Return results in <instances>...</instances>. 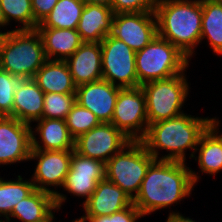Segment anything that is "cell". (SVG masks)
Instances as JSON below:
<instances>
[{"label": "cell", "mask_w": 222, "mask_h": 222, "mask_svg": "<svg viewBox=\"0 0 222 222\" xmlns=\"http://www.w3.org/2000/svg\"><path fill=\"white\" fill-rule=\"evenodd\" d=\"M199 177L185 162L154 160L132 203L143 216L168 208L190 196Z\"/></svg>", "instance_id": "obj_1"}, {"label": "cell", "mask_w": 222, "mask_h": 222, "mask_svg": "<svg viewBox=\"0 0 222 222\" xmlns=\"http://www.w3.org/2000/svg\"><path fill=\"white\" fill-rule=\"evenodd\" d=\"M215 121V118H200L185 113L148 125L145 136L140 140L155 160L186 161L185 152L192 149V158L201 135ZM158 150L169 153L158 157Z\"/></svg>", "instance_id": "obj_2"}, {"label": "cell", "mask_w": 222, "mask_h": 222, "mask_svg": "<svg viewBox=\"0 0 222 222\" xmlns=\"http://www.w3.org/2000/svg\"><path fill=\"white\" fill-rule=\"evenodd\" d=\"M155 15L158 36L191 59L201 39L202 0H162Z\"/></svg>", "instance_id": "obj_3"}, {"label": "cell", "mask_w": 222, "mask_h": 222, "mask_svg": "<svg viewBox=\"0 0 222 222\" xmlns=\"http://www.w3.org/2000/svg\"><path fill=\"white\" fill-rule=\"evenodd\" d=\"M37 29L7 31L0 42V68L11 75L32 79L47 61Z\"/></svg>", "instance_id": "obj_4"}, {"label": "cell", "mask_w": 222, "mask_h": 222, "mask_svg": "<svg viewBox=\"0 0 222 222\" xmlns=\"http://www.w3.org/2000/svg\"><path fill=\"white\" fill-rule=\"evenodd\" d=\"M136 73L140 85L166 79L186 71L189 58L176 46L158 35L136 52Z\"/></svg>", "instance_id": "obj_5"}, {"label": "cell", "mask_w": 222, "mask_h": 222, "mask_svg": "<svg viewBox=\"0 0 222 222\" xmlns=\"http://www.w3.org/2000/svg\"><path fill=\"white\" fill-rule=\"evenodd\" d=\"M154 160L141 141H131L106 162L105 178L133 200Z\"/></svg>", "instance_id": "obj_6"}, {"label": "cell", "mask_w": 222, "mask_h": 222, "mask_svg": "<svg viewBox=\"0 0 222 222\" xmlns=\"http://www.w3.org/2000/svg\"><path fill=\"white\" fill-rule=\"evenodd\" d=\"M185 73L141 85L146 97L148 124L183 114L182 106L189 91Z\"/></svg>", "instance_id": "obj_7"}, {"label": "cell", "mask_w": 222, "mask_h": 222, "mask_svg": "<svg viewBox=\"0 0 222 222\" xmlns=\"http://www.w3.org/2000/svg\"><path fill=\"white\" fill-rule=\"evenodd\" d=\"M101 50L103 80L120 88L141 86L136 73V52L125 42L108 34L101 41Z\"/></svg>", "instance_id": "obj_8"}, {"label": "cell", "mask_w": 222, "mask_h": 222, "mask_svg": "<svg viewBox=\"0 0 222 222\" xmlns=\"http://www.w3.org/2000/svg\"><path fill=\"white\" fill-rule=\"evenodd\" d=\"M73 151L31 149L30 152L29 160L38 161L34 174L31 177L35 189L53 194L57 209H60L63 202H65L66 195L59 193L56 189L51 190L49 186H63L66 175L69 172Z\"/></svg>", "instance_id": "obj_9"}, {"label": "cell", "mask_w": 222, "mask_h": 222, "mask_svg": "<svg viewBox=\"0 0 222 222\" xmlns=\"http://www.w3.org/2000/svg\"><path fill=\"white\" fill-rule=\"evenodd\" d=\"M111 123L132 141H140L145 136L149 124L141 86L120 89Z\"/></svg>", "instance_id": "obj_10"}, {"label": "cell", "mask_w": 222, "mask_h": 222, "mask_svg": "<svg viewBox=\"0 0 222 222\" xmlns=\"http://www.w3.org/2000/svg\"><path fill=\"white\" fill-rule=\"evenodd\" d=\"M132 140L112 123H101L74 140V151L81 156L106 162Z\"/></svg>", "instance_id": "obj_11"}, {"label": "cell", "mask_w": 222, "mask_h": 222, "mask_svg": "<svg viewBox=\"0 0 222 222\" xmlns=\"http://www.w3.org/2000/svg\"><path fill=\"white\" fill-rule=\"evenodd\" d=\"M111 35L135 52L142 50L158 35L155 12L114 14Z\"/></svg>", "instance_id": "obj_12"}, {"label": "cell", "mask_w": 222, "mask_h": 222, "mask_svg": "<svg viewBox=\"0 0 222 222\" xmlns=\"http://www.w3.org/2000/svg\"><path fill=\"white\" fill-rule=\"evenodd\" d=\"M31 128L30 124L10 116L0 119V165L29 160Z\"/></svg>", "instance_id": "obj_13"}, {"label": "cell", "mask_w": 222, "mask_h": 222, "mask_svg": "<svg viewBox=\"0 0 222 222\" xmlns=\"http://www.w3.org/2000/svg\"><path fill=\"white\" fill-rule=\"evenodd\" d=\"M105 179V163L81 156L73 151L69 172L63 188L74 196L84 197L87 201L97 184Z\"/></svg>", "instance_id": "obj_14"}, {"label": "cell", "mask_w": 222, "mask_h": 222, "mask_svg": "<svg viewBox=\"0 0 222 222\" xmlns=\"http://www.w3.org/2000/svg\"><path fill=\"white\" fill-rule=\"evenodd\" d=\"M106 80L76 86V103L92 111L101 123H111L120 91Z\"/></svg>", "instance_id": "obj_15"}, {"label": "cell", "mask_w": 222, "mask_h": 222, "mask_svg": "<svg viewBox=\"0 0 222 222\" xmlns=\"http://www.w3.org/2000/svg\"><path fill=\"white\" fill-rule=\"evenodd\" d=\"M132 204V199L106 178L100 181L90 198L83 202L85 212L81 217L109 216Z\"/></svg>", "instance_id": "obj_16"}, {"label": "cell", "mask_w": 222, "mask_h": 222, "mask_svg": "<svg viewBox=\"0 0 222 222\" xmlns=\"http://www.w3.org/2000/svg\"><path fill=\"white\" fill-rule=\"evenodd\" d=\"M101 43L84 42L66 61L76 86L102 79Z\"/></svg>", "instance_id": "obj_17"}, {"label": "cell", "mask_w": 222, "mask_h": 222, "mask_svg": "<svg viewBox=\"0 0 222 222\" xmlns=\"http://www.w3.org/2000/svg\"><path fill=\"white\" fill-rule=\"evenodd\" d=\"M35 122L38 124L34 128L35 131L31 128V149L43 151L74 150L75 139L70 135L65 120L41 118ZM35 133L40 136V140L36 138Z\"/></svg>", "instance_id": "obj_18"}, {"label": "cell", "mask_w": 222, "mask_h": 222, "mask_svg": "<svg viewBox=\"0 0 222 222\" xmlns=\"http://www.w3.org/2000/svg\"><path fill=\"white\" fill-rule=\"evenodd\" d=\"M113 17L111 7L94 3L85 4L77 27L82 41L101 43L112 32Z\"/></svg>", "instance_id": "obj_19"}, {"label": "cell", "mask_w": 222, "mask_h": 222, "mask_svg": "<svg viewBox=\"0 0 222 222\" xmlns=\"http://www.w3.org/2000/svg\"><path fill=\"white\" fill-rule=\"evenodd\" d=\"M44 94L33 79H24L14 93L13 118L30 125L41 119Z\"/></svg>", "instance_id": "obj_20"}, {"label": "cell", "mask_w": 222, "mask_h": 222, "mask_svg": "<svg viewBox=\"0 0 222 222\" xmlns=\"http://www.w3.org/2000/svg\"><path fill=\"white\" fill-rule=\"evenodd\" d=\"M49 60H67L84 42L77 29L36 28Z\"/></svg>", "instance_id": "obj_21"}, {"label": "cell", "mask_w": 222, "mask_h": 222, "mask_svg": "<svg viewBox=\"0 0 222 222\" xmlns=\"http://www.w3.org/2000/svg\"><path fill=\"white\" fill-rule=\"evenodd\" d=\"M219 124V119L215 117V121L199 139L195 150H199L198 157L193 156L196 161L198 159L197 164L201 172L209 175H215L222 170V134L218 131Z\"/></svg>", "instance_id": "obj_22"}, {"label": "cell", "mask_w": 222, "mask_h": 222, "mask_svg": "<svg viewBox=\"0 0 222 222\" xmlns=\"http://www.w3.org/2000/svg\"><path fill=\"white\" fill-rule=\"evenodd\" d=\"M32 79L44 93H76L66 61L48 59Z\"/></svg>", "instance_id": "obj_23"}, {"label": "cell", "mask_w": 222, "mask_h": 222, "mask_svg": "<svg viewBox=\"0 0 222 222\" xmlns=\"http://www.w3.org/2000/svg\"><path fill=\"white\" fill-rule=\"evenodd\" d=\"M53 210H58L55 196L46 191L35 189L14 206L11 214L5 220L10 222V217H15L22 222H43L53 214Z\"/></svg>", "instance_id": "obj_24"}, {"label": "cell", "mask_w": 222, "mask_h": 222, "mask_svg": "<svg viewBox=\"0 0 222 222\" xmlns=\"http://www.w3.org/2000/svg\"><path fill=\"white\" fill-rule=\"evenodd\" d=\"M84 7L81 0H58L37 28L77 29Z\"/></svg>", "instance_id": "obj_25"}, {"label": "cell", "mask_w": 222, "mask_h": 222, "mask_svg": "<svg viewBox=\"0 0 222 222\" xmlns=\"http://www.w3.org/2000/svg\"><path fill=\"white\" fill-rule=\"evenodd\" d=\"M207 38L217 55H222V2L202 0L201 39Z\"/></svg>", "instance_id": "obj_26"}, {"label": "cell", "mask_w": 222, "mask_h": 222, "mask_svg": "<svg viewBox=\"0 0 222 222\" xmlns=\"http://www.w3.org/2000/svg\"><path fill=\"white\" fill-rule=\"evenodd\" d=\"M35 190L32 180H23L18 175L17 180H3L0 177V217L7 218L15 205L29 196Z\"/></svg>", "instance_id": "obj_27"}, {"label": "cell", "mask_w": 222, "mask_h": 222, "mask_svg": "<svg viewBox=\"0 0 222 222\" xmlns=\"http://www.w3.org/2000/svg\"><path fill=\"white\" fill-rule=\"evenodd\" d=\"M0 7L4 17V26L11 20L21 23V28L15 30L36 29L38 23L33 16L31 0H0Z\"/></svg>", "instance_id": "obj_28"}, {"label": "cell", "mask_w": 222, "mask_h": 222, "mask_svg": "<svg viewBox=\"0 0 222 222\" xmlns=\"http://www.w3.org/2000/svg\"><path fill=\"white\" fill-rule=\"evenodd\" d=\"M70 135L76 139L79 135L90 131L101 124L95 114L75 103L65 119Z\"/></svg>", "instance_id": "obj_29"}, {"label": "cell", "mask_w": 222, "mask_h": 222, "mask_svg": "<svg viewBox=\"0 0 222 222\" xmlns=\"http://www.w3.org/2000/svg\"><path fill=\"white\" fill-rule=\"evenodd\" d=\"M76 103V93H45L42 118L66 119Z\"/></svg>", "instance_id": "obj_30"}, {"label": "cell", "mask_w": 222, "mask_h": 222, "mask_svg": "<svg viewBox=\"0 0 222 222\" xmlns=\"http://www.w3.org/2000/svg\"><path fill=\"white\" fill-rule=\"evenodd\" d=\"M23 81V77L11 75L0 68V111L5 116L13 117L14 93Z\"/></svg>", "instance_id": "obj_31"}, {"label": "cell", "mask_w": 222, "mask_h": 222, "mask_svg": "<svg viewBox=\"0 0 222 222\" xmlns=\"http://www.w3.org/2000/svg\"><path fill=\"white\" fill-rule=\"evenodd\" d=\"M162 0H112L114 14L129 12H155Z\"/></svg>", "instance_id": "obj_32"}, {"label": "cell", "mask_w": 222, "mask_h": 222, "mask_svg": "<svg viewBox=\"0 0 222 222\" xmlns=\"http://www.w3.org/2000/svg\"><path fill=\"white\" fill-rule=\"evenodd\" d=\"M138 208L132 203L129 207L109 216L81 217L72 222H137L142 218Z\"/></svg>", "instance_id": "obj_33"}, {"label": "cell", "mask_w": 222, "mask_h": 222, "mask_svg": "<svg viewBox=\"0 0 222 222\" xmlns=\"http://www.w3.org/2000/svg\"><path fill=\"white\" fill-rule=\"evenodd\" d=\"M57 2L58 0H31L35 21L40 24L52 11Z\"/></svg>", "instance_id": "obj_34"}, {"label": "cell", "mask_w": 222, "mask_h": 222, "mask_svg": "<svg viewBox=\"0 0 222 222\" xmlns=\"http://www.w3.org/2000/svg\"><path fill=\"white\" fill-rule=\"evenodd\" d=\"M166 222H196L195 220L193 221L191 218L189 217H185L182 214H180L179 212H170L169 216L166 220Z\"/></svg>", "instance_id": "obj_35"}, {"label": "cell", "mask_w": 222, "mask_h": 222, "mask_svg": "<svg viewBox=\"0 0 222 222\" xmlns=\"http://www.w3.org/2000/svg\"><path fill=\"white\" fill-rule=\"evenodd\" d=\"M81 1L84 2L85 4L94 3V4H101V5L111 7L112 0H81Z\"/></svg>", "instance_id": "obj_36"}, {"label": "cell", "mask_w": 222, "mask_h": 222, "mask_svg": "<svg viewBox=\"0 0 222 222\" xmlns=\"http://www.w3.org/2000/svg\"><path fill=\"white\" fill-rule=\"evenodd\" d=\"M1 26L4 27V17H3L2 10L0 7V29H1Z\"/></svg>", "instance_id": "obj_37"}, {"label": "cell", "mask_w": 222, "mask_h": 222, "mask_svg": "<svg viewBox=\"0 0 222 222\" xmlns=\"http://www.w3.org/2000/svg\"><path fill=\"white\" fill-rule=\"evenodd\" d=\"M53 219H54V213L48 219H46L43 222H53Z\"/></svg>", "instance_id": "obj_38"}, {"label": "cell", "mask_w": 222, "mask_h": 222, "mask_svg": "<svg viewBox=\"0 0 222 222\" xmlns=\"http://www.w3.org/2000/svg\"><path fill=\"white\" fill-rule=\"evenodd\" d=\"M6 117L1 111H0V119Z\"/></svg>", "instance_id": "obj_39"}, {"label": "cell", "mask_w": 222, "mask_h": 222, "mask_svg": "<svg viewBox=\"0 0 222 222\" xmlns=\"http://www.w3.org/2000/svg\"><path fill=\"white\" fill-rule=\"evenodd\" d=\"M4 33L5 32L0 31V40L2 39Z\"/></svg>", "instance_id": "obj_40"}, {"label": "cell", "mask_w": 222, "mask_h": 222, "mask_svg": "<svg viewBox=\"0 0 222 222\" xmlns=\"http://www.w3.org/2000/svg\"><path fill=\"white\" fill-rule=\"evenodd\" d=\"M210 1L222 2V0H210Z\"/></svg>", "instance_id": "obj_41"}]
</instances>
